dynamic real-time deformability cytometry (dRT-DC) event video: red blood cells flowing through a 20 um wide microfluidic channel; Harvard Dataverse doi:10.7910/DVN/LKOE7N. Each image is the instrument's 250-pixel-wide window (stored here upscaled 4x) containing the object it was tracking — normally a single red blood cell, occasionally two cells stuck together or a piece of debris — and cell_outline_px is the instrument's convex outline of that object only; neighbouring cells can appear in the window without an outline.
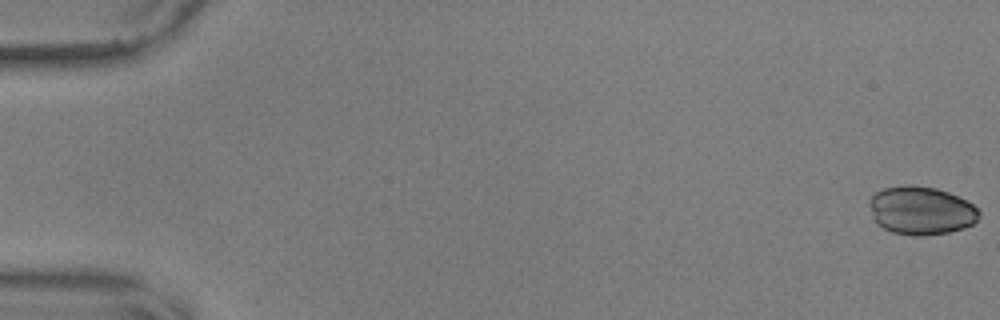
{"species": "common noctule bat (a hibernating species)", "species_latin": "Nyctalus noctula", "temperature_condition": "warm", "stored_images_in_passage": 56, "camera_frame_rate_fps": 3000, "um_per_image_px": 0.085, "animal": {"sex": "male", "body_mass_g": 17.9, "forearm_length_mm": 54.2}, "frame": {"image": 1, "passage_image": 1, "time_ms": 0.0, "image_size_px": [1000, 320], "cell_outline_px": [[980, 216], [972, 224], [964, 228], [948, 232], [924, 236], [912, 236], [892, 232], [876, 224], [872, 216], [868, 204], [872, 196], [876, 192], [884, 188], [904, 184], [912, 184], [936, 188], [948, 192], [972, 204], [980, 212]], "centroid_in_image_um": [78.26, 17.89], "position_along_channel_um": 6.7, "area_um2": 31.04}}
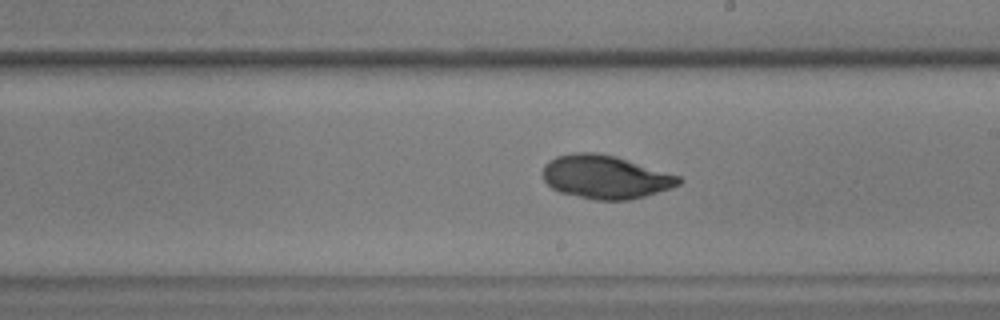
{"frame": {"image": 2, "passage_image": 33, "time_ms": 10.667, "image_size_px": [1000, 320], "cell_outline_px": [[684, 180], [680, 184], [632, 200], [596, 200], [560, 192], [552, 188], [544, 180], [544, 164], [548, 160], [556, 156], [572, 152], [596, 152], [616, 156], [680, 176]], "centroid_in_image_um": [51.44, 15.03], "position_along_channel_um": 237.6, "area_um2": 34.33}}
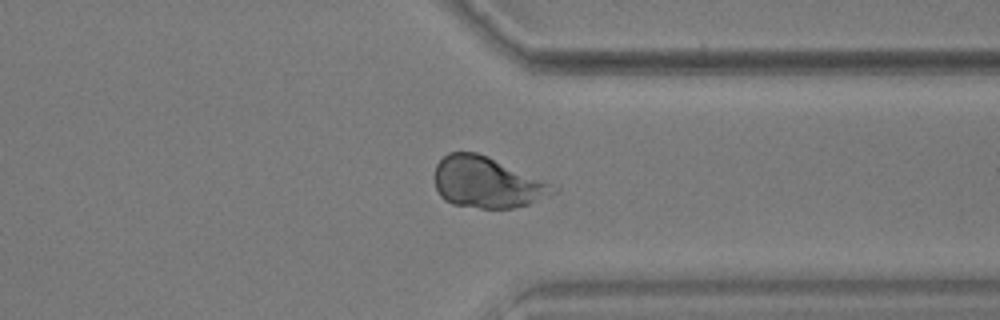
{"frame": {"image": 3, "passage_image": 44, "time_ms": 14.333, "image_size_px": [1000, 320], "cell_outline_px": [[560, 188], [556, 192], [528, 204], [512, 208], [480, 208], [452, 204], [444, 200], [440, 196], [436, 188], [436, 164], [448, 152], [476, 152], [488, 156]], "centroid_in_image_um": [41.37, 15.51], "position_along_channel_um": 370.0, "area_um2": 34.8}}